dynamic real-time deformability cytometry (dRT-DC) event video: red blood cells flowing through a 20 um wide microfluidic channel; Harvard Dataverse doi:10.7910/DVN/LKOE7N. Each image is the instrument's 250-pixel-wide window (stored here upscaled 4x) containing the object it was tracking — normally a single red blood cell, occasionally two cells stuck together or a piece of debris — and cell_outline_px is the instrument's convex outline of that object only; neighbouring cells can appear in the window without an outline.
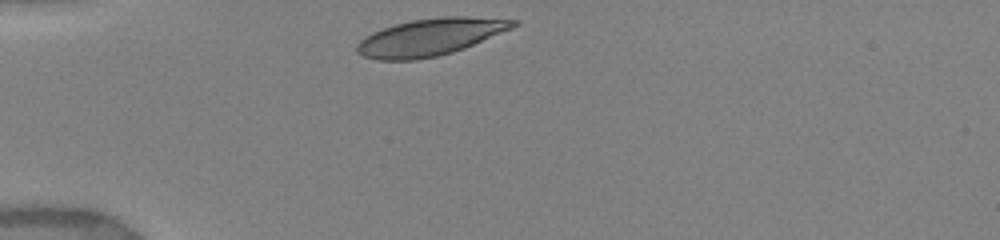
{"species": "human", "species_latin": "Homo sapiens", "temperature_condition": "warm", "stored_images_in_passage": 25, "camera_frame_rate_fps": 3000, "um_per_image_px": 0.085, "donor": {"sex": "female"}, "frame": {"image": 1, "passage_image": 1, "time_ms": 0.0, "image_size_px": [1000, 240], "cell_outline_px": [[520, 24], [512, 28], [464, 48], [452, 52], [436, 56], [416, 60], [376, 60], [364, 56], [356, 52], [356, 44], [364, 36], [372, 32], [396, 24], [412, 20], [440, 16], [464, 16], [520, 20]], "centroid_in_image_um": [36.56, 3.15], "position_along_channel_um": 48.4, "area_um2": 33.76}}
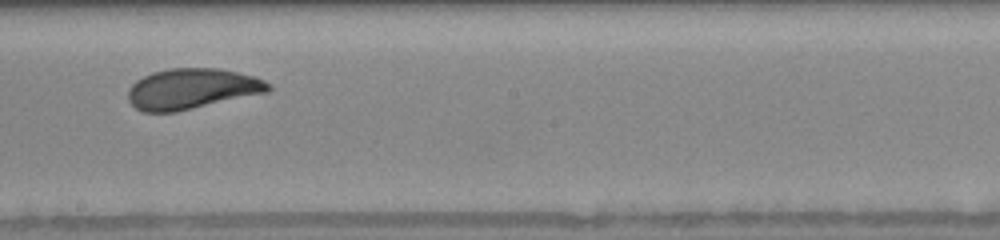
{"frame": {"image": 2, "passage_image": 13, "time_ms": 5.333, "image_size_px": [1000, 240], "cell_outline_px": [[272, 88], [268, 92], [176, 112], [144, 112], [136, 108], [128, 100], [128, 88], [136, 80], [152, 72], [168, 68], [220, 68], [252, 76], [264, 80], [272, 84]], "centroid_in_image_um": [16.3, 7.55], "position_along_channel_um": 231.9, "area_um2": 33.23}}
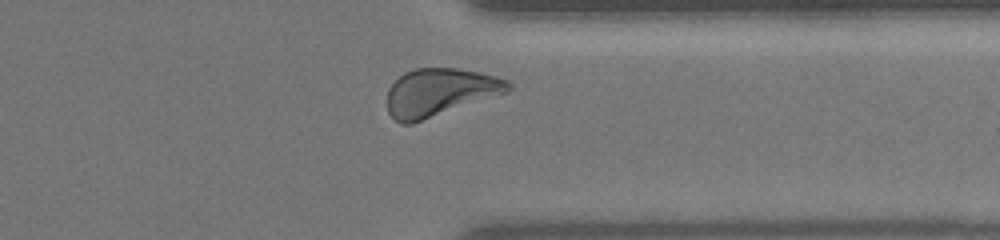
{"frame": {"image": 3, "passage_image": 21, "time_ms": 9.0, "image_size_px": [1000, 240], "cell_outline_px": [[512, 88], [508, 92], [412, 124], [400, 124], [388, 112], [388, 88], [404, 72], [416, 68], [456, 68], [480, 72], [508, 80], [512, 84]], "centroid_in_image_um": [37.39, 7.84], "position_along_channel_um": 374.0, "area_um2": 33.64}, "authors_computed_cell_mechanics": {"area_um2": 33.235, "velocity_mm_per_s": 3.875, "shape_relaxation_time_tau1_ms": 3.5177, "shape_relaxation_time_tau2_ms": null, "deformation_change_tau1": 0.1283, "deformation_change_tau2": null}}